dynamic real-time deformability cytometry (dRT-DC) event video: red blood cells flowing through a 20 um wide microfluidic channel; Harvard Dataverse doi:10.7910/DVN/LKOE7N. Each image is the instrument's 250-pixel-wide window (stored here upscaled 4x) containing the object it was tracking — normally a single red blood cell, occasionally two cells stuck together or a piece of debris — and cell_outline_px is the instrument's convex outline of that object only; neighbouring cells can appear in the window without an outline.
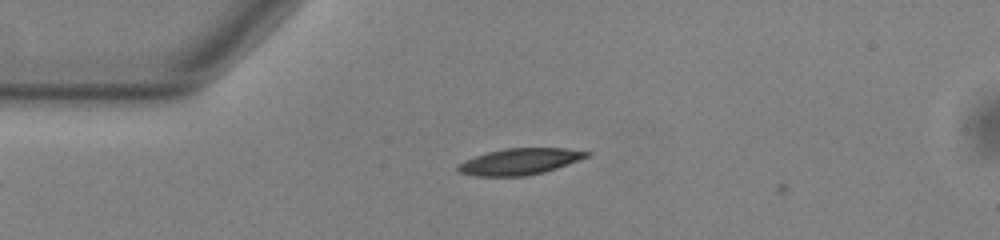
{"species": "common noctule bat (a hibernating species)", "species_latin": "Nyctalus noctula", "temperature_condition": "warm", "stored_images_in_passage": 9, "camera_frame_rate_fps": 3000, "um_per_image_px": 0.085, "animal": {"sex": "male", "body_mass_g": 13.0, "forearm_length_mm": 53.1}, "frame": {"image": 1, "passage_image": 8, "time_ms": 2.333, "image_size_px": [1000, 240], "cell_outline_px": [[592, 156], [544, 172], [524, 176], [476, 176], [456, 172], [456, 168], [464, 160], [488, 152], [504, 148], [568, 148], [592, 152]], "centroid_in_image_um": [44.21, 13.72], "position_along_channel_um": 40.8, "area_um2": 19.88}}